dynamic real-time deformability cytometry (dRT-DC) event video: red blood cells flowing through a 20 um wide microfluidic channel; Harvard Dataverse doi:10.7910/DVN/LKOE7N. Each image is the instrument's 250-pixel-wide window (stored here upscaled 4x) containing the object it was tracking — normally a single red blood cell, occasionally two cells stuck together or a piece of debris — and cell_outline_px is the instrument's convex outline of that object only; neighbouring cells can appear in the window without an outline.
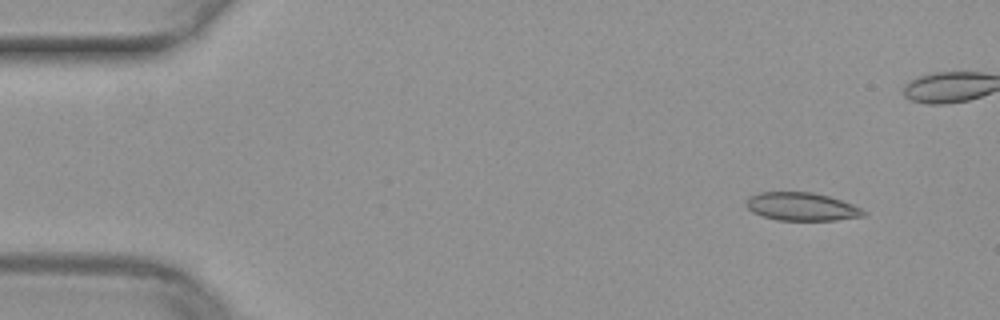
{"species": "common noctule bat (a hibernating species)", "species_latin": "Nyctalus noctula", "temperature_condition": "warm", "stored_images_in_passage": 40, "camera_frame_rate_fps": 3000, "um_per_image_px": 0.085, "animal": {"sex": "female", "body_mass_g": 29.2, "forearm_length_mm": 56.3}, "frame": {"image": 1, "passage_image": 4, "time_ms": 1.0, "image_size_px": [1000, 320], "cell_outline_px": [[868, 212], [864, 216], [836, 220], [776, 220], [760, 216], [752, 212], [744, 204], [748, 196], [760, 192], [812, 192], [828, 196], [852, 204]], "centroid_in_image_um": [68.1, 17.56], "position_along_channel_um": 16.9, "area_um2": 19.36}}
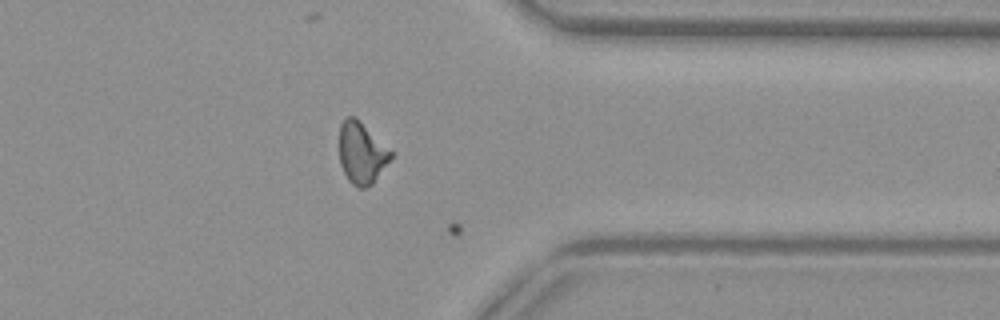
{"frame": {"image": 2, "passage_image": 39, "time_ms": 12.667, "image_size_px": [1000, 320], "cell_outline_px": [[392, 156], [372, 184], [364, 188], [356, 188], [348, 180], [340, 164], [340, 124], [348, 116], [356, 116], [392, 152]], "centroid_in_image_um": [30.72, 13.0], "position_along_channel_um": 380.7, "area_um2": 18.26}}